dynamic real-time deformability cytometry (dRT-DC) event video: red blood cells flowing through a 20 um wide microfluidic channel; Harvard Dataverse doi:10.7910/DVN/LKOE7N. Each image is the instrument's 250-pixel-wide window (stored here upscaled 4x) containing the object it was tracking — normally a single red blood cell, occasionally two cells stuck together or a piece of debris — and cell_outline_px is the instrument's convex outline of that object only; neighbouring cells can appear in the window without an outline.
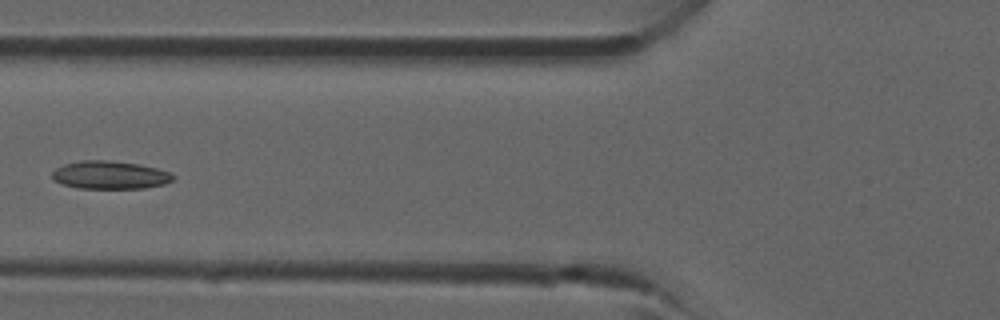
{"species": "common noctule bat (a hibernating species)", "species_latin": "Nyctalus noctula", "temperature_condition": "room temperature", "stored_images_in_passage": 21, "camera_frame_rate_fps": 3000, "um_per_image_px": 0.085, "animal": {"sex": "male", "forearm_length_mm": 52.5}, "frame": {"image": 1, "passage_image": 15, "time_ms": 4.667, "image_size_px": [1000, 320], "cell_outline_px": [[176, 176], [172, 180], [164, 184], [144, 188], [80, 188], [64, 184], [52, 180], [52, 172], [56, 168], [64, 164], [80, 160], [108, 160], [136, 164], [156, 168], [168, 172]], "centroid_in_image_um": [9.32, 14.87], "position_along_channel_um": 116.5, "area_um2": 19.59}}